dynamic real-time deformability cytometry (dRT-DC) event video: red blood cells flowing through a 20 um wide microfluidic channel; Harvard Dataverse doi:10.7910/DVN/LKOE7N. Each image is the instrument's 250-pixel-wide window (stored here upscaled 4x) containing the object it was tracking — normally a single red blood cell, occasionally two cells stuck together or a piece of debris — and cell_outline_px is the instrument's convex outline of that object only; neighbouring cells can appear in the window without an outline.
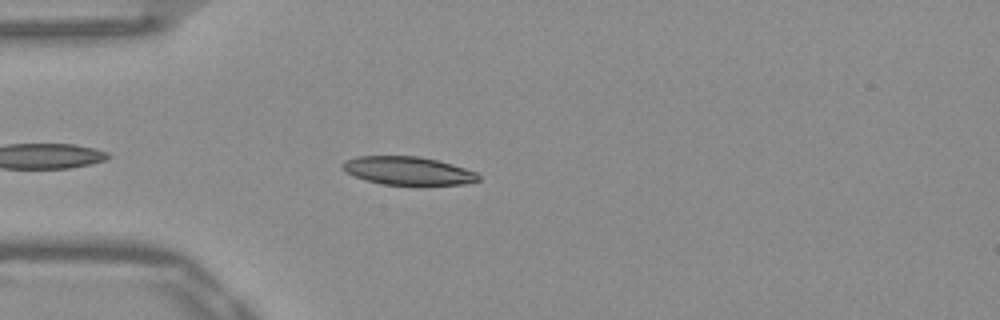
{"species": "Egyptian fruit bat (a non-hibernating species)", "species_latin": "Rousettus aegyptiacus", "temperature_condition": "warm", "stored_images_in_passage": 21, "camera_frame_rate_fps": 3000, "um_per_image_px": 0.085, "frame": {"image": 1, "passage_image": 4, "time_ms": 1.0, "image_size_px": [1000, 320], "cell_outline_px": [[480, 180], [464, 184], [384, 184], [368, 180], [356, 176], [348, 172], [344, 168], [344, 160], [356, 156], [420, 156], [452, 164], [476, 172], [480, 176]], "centroid_in_image_um": [34.71, 14.5], "position_along_channel_um": 50.3, "area_um2": 21.85}}
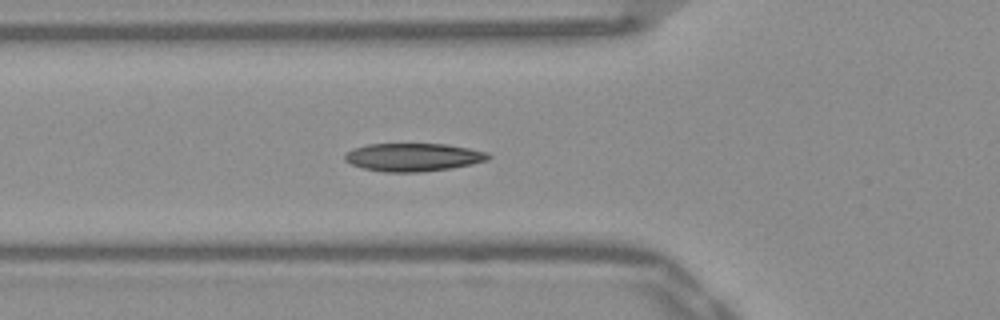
{"frame": {"image": 2, "passage_image": 8, "time_ms": 2.333, "image_size_px": [1000, 320], "cell_outline_px": [[492, 156], [488, 160], [472, 164], [452, 168], [420, 172], [384, 172], [364, 168], [352, 164], [344, 160], [344, 156], [352, 148], [368, 144], [448, 144], [488, 152]], "centroid_in_image_um": [35.15, 13.36], "position_along_channel_um": 90.6, "area_um2": 23.52}}
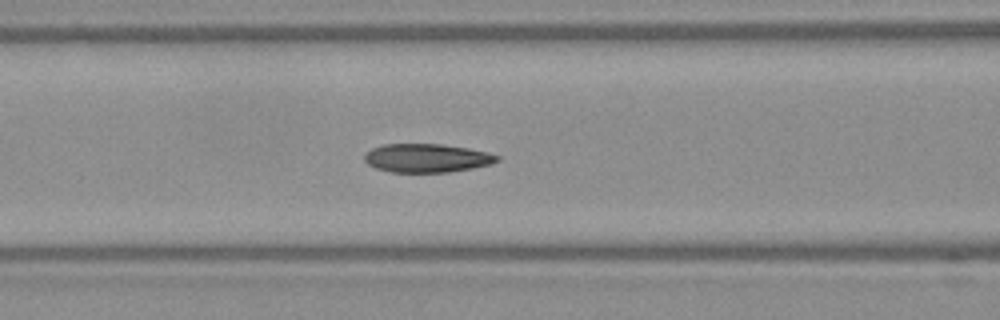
{"frame": {"image": 3, "passage_image": 11, "time_ms": 3.333, "image_size_px": [1000, 320], "cell_outline_px": [[500, 160], [492, 164], [472, 168], [448, 172], [392, 172], [376, 168], [368, 164], [364, 160], [364, 156], [372, 148], [384, 144], [440, 144], [468, 148], [500, 156]], "centroid_in_image_um": [36.28, 13.44], "position_along_channel_um": 130.3, "area_um2": 21.96}}